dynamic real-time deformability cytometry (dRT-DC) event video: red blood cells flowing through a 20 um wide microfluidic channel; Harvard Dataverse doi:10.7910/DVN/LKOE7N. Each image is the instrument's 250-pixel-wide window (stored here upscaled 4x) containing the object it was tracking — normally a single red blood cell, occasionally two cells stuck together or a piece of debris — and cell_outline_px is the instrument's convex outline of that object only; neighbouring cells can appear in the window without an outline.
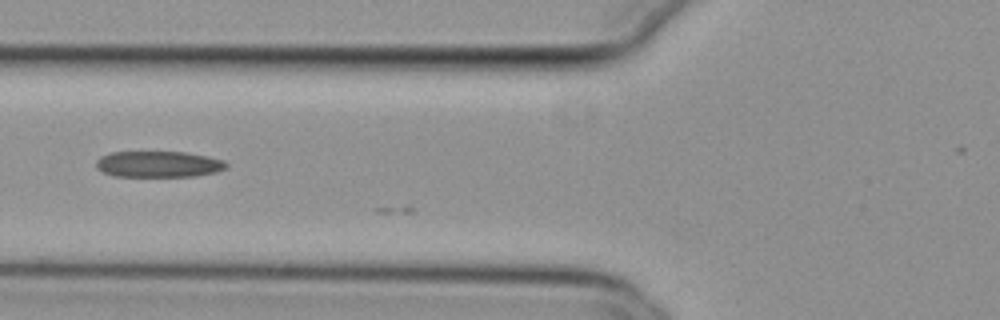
{"species": "common noctule bat (a hibernating species)", "species_latin": "Nyctalus noctula", "temperature_condition": "cold", "stored_images_in_passage": 22, "camera_frame_rate_fps": 3000, "um_per_image_px": 0.085, "animal": {"sex": "female", "body_mass_g": 29.2, "forearm_length_mm": 56.3}, "frame": {"image": 1, "passage_image": 21, "time_ms": 6.667, "image_size_px": [1000, 320], "cell_outline_px": [[228, 168], [216, 172], [196, 176], [112, 176], [96, 168], [96, 160], [100, 156], [112, 152], [184, 152], [208, 156], [224, 160], [228, 164]], "centroid_in_image_um": [13.49, 13.95], "position_along_channel_um": 112.3, "area_um2": 19.94}}